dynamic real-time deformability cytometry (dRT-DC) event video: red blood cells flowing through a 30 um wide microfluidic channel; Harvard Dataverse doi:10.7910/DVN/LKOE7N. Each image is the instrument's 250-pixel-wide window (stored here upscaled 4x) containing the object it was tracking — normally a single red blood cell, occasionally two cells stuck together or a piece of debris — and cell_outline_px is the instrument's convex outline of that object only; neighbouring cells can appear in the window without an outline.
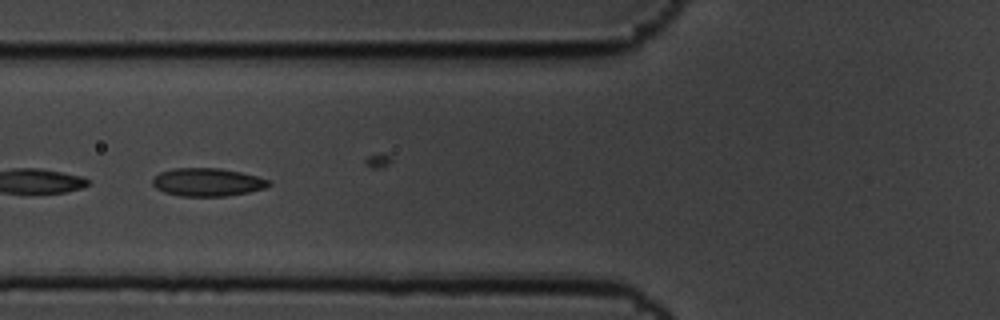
{"species": "common noctule bat (a hibernating species)", "species_latin": "Nyctalus noctula", "temperature_condition": "cold", "stored_images_in_passage": 8, "camera_frame_rate_fps": 3000, "um_per_image_px": 0.085, "animal": {"sex": "male", "body_mass_g": 19.5, "forearm_length_mm": 54.6}, "frame": {"image": 1, "passage_image": 7, "time_ms": 2.0, "image_size_px": [1000, 320], "cell_outline_px": [[272, 184], [264, 188], [248, 192], [224, 196], [180, 196], [164, 192], [156, 188], [152, 184], [152, 180], [160, 172], [172, 168], [220, 168], [240, 172], [256, 176], [268, 180]], "centroid_in_image_um": [17.6, 15.48], "position_along_channel_um": 108.2, "area_um2": 18.9}}
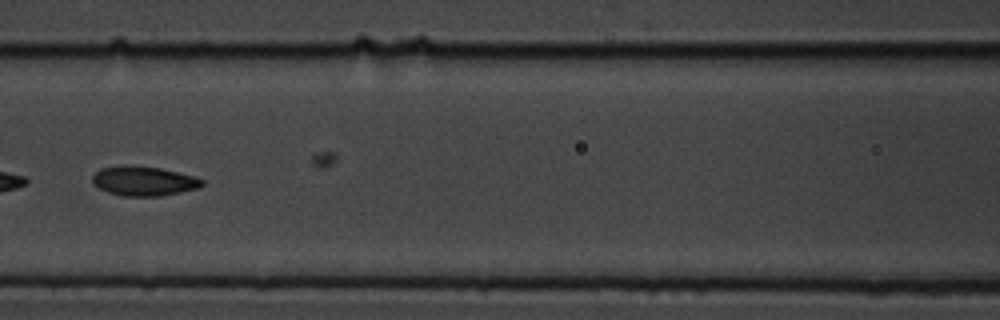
{"frame": {"image": 2, "passage_image": 8, "time_ms": 2.333, "image_size_px": [1000, 320], "cell_outline_px": [[204, 184], [200, 188], [160, 196], [124, 196], [108, 192], [92, 184], [92, 176], [100, 168], [160, 168], [196, 176], [204, 180]], "centroid_in_image_um": [12.29, 15.43], "position_along_channel_um": 154.3, "area_um2": 18.21}}